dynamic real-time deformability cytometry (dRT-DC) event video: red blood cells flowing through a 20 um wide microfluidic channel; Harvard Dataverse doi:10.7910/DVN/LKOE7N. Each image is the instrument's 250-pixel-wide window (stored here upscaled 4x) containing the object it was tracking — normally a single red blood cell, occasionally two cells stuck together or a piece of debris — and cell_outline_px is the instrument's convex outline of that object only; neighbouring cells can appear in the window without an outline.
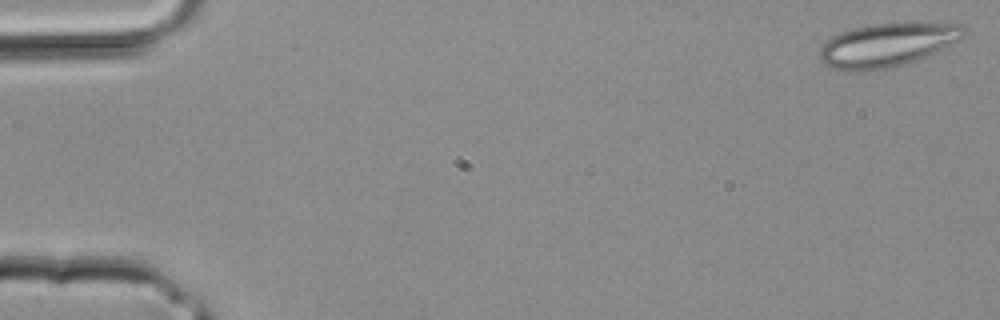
{"species": "common noctule bat (a hibernating species)", "species_latin": "Nyctalus noctula", "temperature_condition": "room temperature", "stored_images_in_passage": 10, "camera_frame_rate_fps": 3000, "um_per_image_px": 0.085, "animal": {"sex": "male", "body_mass_g": 20.4}, "frame": {"image": 1, "passage_image": 1, "time_ms": 0.0, "image_size_px": [1000, 320], "cell_outline_px": [[968, 32], [960, 40], [916, 60], [904, 64], [888, 68], [864, 72], [856, 72], [832, 68], [824, 64], [820, 60], [820, 48], [832, 36], [840, 32], [852, 28], [872, 24], [904, 20], [912, 20], [964, 24]], "centroid_in_image_um": [75.48, 3.76], "position_along_channel_um": 9.5, "area_um2": 37.74}}